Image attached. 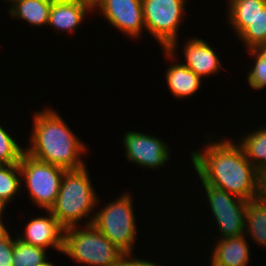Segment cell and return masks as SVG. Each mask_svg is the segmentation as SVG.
<instances>
[{
	"label": "cell",
	"mask_w": 266,
	"mask_h": 266,
	"mask_svg": "<svg viewBox=\"0 0 266 266\" xmlns=\"http://www.w3.org/2000/svg\"><path fill=\"white\" fill-rule=\"evenodd\" d=\"M212 136L208 134L210 141L202 150L191 153L198 179L247 201L261 197L266 178L246 158L240 144L230 137L213 142Z\"/></svg>",
	"instance_id": "1"
},
{
	"label": "cell",
	"mask_w": 266,
	"mask_h": 266,
	"mask_svg": "<svg viewBox=\"0 0 266 266\" xmlns=\"http://www.w3.org/2000/svg\"><path fill=\"white\" fill-rule=\"evenodd\" d=\"M7 205H8V203L0 197V221L1 222H4L2 220L3 219L2 217H3L4 211H5Z\"/></svg>",
	"instance_id": "27"
},
{
	"label": "cell",
	"mask_w": 266,
	"mask_h": 266,
	"mask_svg": "<svg viewBox=\"0 0 266 266\" xmlns=\"http://www.w3.org/2000/svg\"><path fill=\"white\" fill-rule=\"evenodd\" d=\"M77 1L89 5L92 9H94L101 2V0H77Z\"/></svg>",
	"instance_id": "28"
},
{
	"label": "cell",
	"mask_w": 266,
	"mask_h": 266,
	"mask_svg": "<svg viewBox=\"0 0 266 266\" xmlns=\"http://www.w3.org/2000/svg\"><path fill=\"white\" fill-rule=\"evenodd\" d=\"M246 158L266 178V126L254 130L239 140Z\"/></svg>",
	"instance_id": "19"
},
{
	"label": "cell",
	"mask_w": 266,
	"mask_h": 266,
	"mask_svg": "<svg viewBox=\"0 0 266 266\" xmlns=\"http://www.w3.org/2000/svg\"><path fill=\"white\" fill-rule=\"evenodd\" d=\"M21 171V186H26L30 201L39 208L50 210L56 201L63 178L64 168L41 162L29 156L22 155L19 162ZM25 184V185H24Z\"/></svg>",
	"instance_id": "7"
},
{
	"label": "cell",
	"mask_w": 266,
	"mask_h": 266,
	"mask_svg": "<svg viewBox=\"0 0 266 266\" xmlns=\"http://www.w3.org/2000/svg\"><path fill=\"white\" fill-rule=\"evenodd\" d=\"M202 189L207 197V207L213 213L221 238L243 235L247 211V200L241 199L223 189L203 182Z\"/></svg>",
	"instance_id": "8"
},
{
	"label": "cell",
	"mask_w": 266,
	"mask_h": 266,
	"mask_svg": "<svg viewBox=\"0 0 266 266\" xmlns=\"http://www.w3.org/2000/svg\"><path fill=\"white\" fill-rule=\"evenodd\" d=\"M246 236L220 238L213 244L211 266H248L250 249Z\"/></svg>",
	"instance_id": "14"
},
{
	"label": "cell",
	"mask_w": 266,
	"mask_h": 266,
	"mask_svg": "<svg viewBox=\"0 0 266 266\" xmlns=\"http://www.w3.org/2000/svg\"><path fill=\"white\" fill-rule=\"evenodd\" d=\"M86 167L64 172L58 196L49 210L65 229L80 226L84 218L88 219L85 225L93 223L95 213L92 211L98 207L100 198Z\"/></svg>",
	"instance_id": "3"
},
{
	"label": "cell",
	"mask_w": 266,
	"mask_h": 266,
	"mask_svg": "<svg viewBox=\"0 0 266 266\" xmlns=\"http://www.w3.org/2000/svg\"><path fill=\"white\" fill-rule=\"evenodd\" d=\"M7 1L10 3V5H12L16 0H6V2Z\"/></svg>",
	"instance_id": "32"
},
{
	"label": "cell",
	"mask_w": 266,
	"mask_h": 266,
	"mask_svg": "<svg viewBox=\"0 0 266 266\" xmlns=\"http://www.w3.org/2000/svg\"><path fill=\"white\" fill-rule=\"evenodd\" d=\"M12 136L0 124V160L6 164L19 163L25 153V147L19 145Z\"/></svg>",
	"instance_id": "24"
},
{
	"label": "cell",
	"mask_w": 266,
	"mask_h": 266,
	"mask_svg": "<svg viewBox=\"0 0 266 266\" xmlns=\"http://www.w3.org/2000/svg\"><path fill=\"white\" fill-rule=\"evenodd\" d=\"M25 226L23 235L17 237L19 240L46 250L51 247L62 253L65 228L49 210H46V217L32 218Z\"/></svg>",
	"instance_id": "11"
},
{
	"label": "cell",
	"mask_w": 266,
	"mask_h": 266,
	"mask_svg": "<svg viewBox=\"0 0 266 266\" xmlns=\"http://www.w3.org/2000/svg\"><path fill=\"white\" fill-rule=\"evenodd\" d=\"M62 254L88 266H113L124 252L90 224L64 230Z\"/></svg>",
	"instance_id": "4"
},
{
	"label": "cell",
	"mask_w": 266,
	"mask_h": 266,
	"mask_svg": "<svg viewBox=\"0 0 266 266\" xmlns=\"http://www.w3.org/2000/svg\"><path fill=\"white\" fill-rule=\"evenodd\" d=\"M47 250L41 247L26 244L15 238L12 265L35 266L44 264L47 260Z\"/></svg>",
	"instance_id": "21"
},
{
	"label": "cell",
	"mask_w": 266,
	"mask_h": 266,
	"mask_svg": "<svg viewBox=\"0 0 266 266\" xmlns=\"http://www.w3.org/2000/svg\"><path fill=\"white\" fill-rule=\"evenodd\" d=\"M237 37L244 42L246 50L266 46V5Z\"/></svg>",
	"instance_id": "20"
},
{
	"label": "cell",
	"mask_w": 266,
	"mask_h": 266,
	"mask_svg": "<svg viewBox=\"0 0 266 266\" xmlns=\"http://www.w3.org/2000/svg\"><path fill=\"white\" fill-rule=\"evenodd\" d=\"M122 139L129 162L153 170L168 163L170 149L161 138L144 132L126 131Z\"/></svg>",
	"instance_id": "9"
},
{
	"label": "cell",
	"mask_w": 266,
	"mask_h": 266,
	"mask_svg": "<svg viewBox=\"0 0 266 266\" xmlns=\"http://www.w3.org/2000/svg\"><path fill=\"white\" fill-rule=\"evenodd\" d=\"M166 83L172 96L182 99L194 96L199 91L203 82L202 78L198 76L187 66L180 63H172L169 65L166 72Z\"/></svg>",
	"instance_id": "15"
},
{
	"label": "cell",
	"mask_w": 266,
	"mask_h": 266,
	"mask_svg": "<svg viewBox=\"0 0 266 266\" xmlns=\"http://www.w3.org/2000/svg\"><path fill=\"white\" fill-rule=\"evenodd\" d=\"M244 235L266 249V192L248 201Z\"/></svg>",
	"instance_id": "17"
},
{
	"label": "cell",
	"mask_w": 266,
	"mask_h": 266,
	"mask_svg": "<svg viewBox=\"0 0 266 266\" xmlns=\"http://www.w3.org/2000/svg\"><path fill=\"white\" fill-rule=\"evenodd\" d=\"M187 0H142L145 30L162 47L163 54L176 60L178 31L184 22ZM186 4V5H185Z\"/></svg>",
	"instance_id": "5"
},
{
	"label": "cell",
	"mask_w": 266,
	"mask_h": 266,
	"mask_svg": "<svg viewBox=\"0 0 266 266\" xmlns=\"http://www.w3.org/2000/svg\"><path fill=\"white\" fill-rule=\"evenodd\" d=\"M266 5V0H227V21L238 36L254 16Z\"/></svg>",
	"instance_id": "18"
},
{
	"label": "cell",
	"mask_w": 266,
	"mask_h": 266,
	"mask_svg": "<svg viewBox=\"0 0 266 266\" xmlns=\"http://www.w3.org/2000/svg\"><path fill=\"white\" fill-rule=\"evenodd\" d=\"M134 253H124L113 266H159L155 262H149L148 259H140L133 255Z\"/></svg>",
	"instance_id": "26"
},
{
	"label": "cell",
	"mask_w": 266,
	"mask_h": 266,
	"mask_svg": "<svg viewBox=\"0 0 266 266\" xmlns=\"http://www.w3.org/2000/svg\"><path fill=\"white\" fill-rule=\"evenodd\" d=\"M6 165H7V164H6L4 161L0 160V170H1L2 168H4Z\"/></svg>",
	"instance_id": "31"
},
{
	"label": "cell",
	"mask_w": 266,
	"mask_h": 266,
	"mask_svg": "<svg viewBox=\"0 0 266 266\" xmlns=\"http://www.w3.org/2000/svg\"><path fill=\"white\" fill-rule=\"evenodd\" d=\"M4 224V222L0 221V239L9 232L8 228Z\"/></svg>",
	"instance_id": "29"
},
{
	"label": "cell",
	"mask_w": 266,
	"mask_h": 266,
	"mask_svg": "<svg viewBox=\"0 0 266 266\" xmlns=\"http://www.w3.org/2000/svg\"><path fill=\"white\" fill-rule=\"evenodd\" d=\"M130 195L131 193L125 192L98 211L95 210L92 223L124 253H133L138 239L134 203Z\"/></svg>",
	"instance_id": "6"
},
{
	"label": "cell",
	"mask_w": 266,
	"mask_h": 266,
	"mask_svg": "<svg viewBox=\"0 0 266 266\" xmlns=\"http://www.w3.org/2000/svg\"><path fill=\"white\" fill-rule=\"evenodd\" d=\"M90 11L94 12L89 5L77 0H53L47 25L57 32L74 33Z\"/></svg>",
	"instance_id": "13"
},
{
	"label": "cell",
	"mask_w": 266,
	"mask_h": 266,
	"mask_svg": "<svg viewBox=\"0 0 266 266\" xmlns=\"http://www.w3.org/2000/svg\"><path fill=\"white\" fill-rule=\"evenodd\" d=\"M93 10L132 39L138 40L145 30L142 0H101Z\"/></svg>",
	"instance_id": "10"
},
{
	"label": "cell",
	"mask_w": 266,
	"mask_h": 266,
	"mask_svg": "<svg viewBox=\"0 0 266 266\" xmlns=\"http://www.w3.org/2000/svg\"><path fill=\"white\" fill-rule=\"evenodd\" d=\"M53 0H16L8 14L17 20L27 21L33 27H47Z\"/></svg>",
	"instance_id": "16"
},
{
	"label": "cell",
	"mask_w": 266,
	"mask_h": 266,
	"mask_svg": "<svg viewBox=\"0 0 266 266\" xmlns=\"http://www.w3.org/2000/svg\"><path fill=\"white\" fill-rule=\"evenodd\" d=\"M184 42L182 53L185 63L182 64L190 68L202 79L212 74L214 76L221 67L223 68L219 55L208 42L197 37L187 38Z\"/></svg>",
	"instance_id": "12"
},
{
	"label": "cell",
	"mask_w": 266,
	"mask_h": 266,
	"mask_svg": "<svg viewBox=\"0 0 266 266\" xmlns=\"http://www.w3.org/2000/svg\"><path fill=\"white\" fill-rule=\"evenodd\" d=\"M254 59L252 68L247 73V82L254 90L266 87V46L247 50Z\"/></svg>",
	"instance_id": "23"
},
{
	"label": "cell",
	"mask_w": 266,
	"mask_h": 266,
	"mask_svg": "<svg viewBox=\"0 0 266 266\" xmlns=\"http://www.w3.org/2000/svg\"><path fill=\"white\" fill-rule=\"evenodd\" d=\"M15 239L8 232L0 239V266H13V250Z\"/></svg>",
	"instance_id": "25"
},
{
	"label": "cell",
	"mask_w": 266,
	"mask_h": 266,
	"mask_svg": "<svg viewBox=\"0 0 266 266\" xmlns=\"http://www.w3.org/2000/svg\"><path fill=\"white\" fill-rule=\"evenodd\" d=\"M35 266H55L52 262H48V260L44 263V264H39V265H35Z\"/></svg>",
	"instance_id": "30"
},
{
	"label": "cell",
	"mask_w": 266,
	"mask_h": 266,
	"mask_svg": "<svg viewBox=\"0 0 266 266\" xmlns=\"http://www.w3.org/2000/svg\"><path fill=\"white\" fill-rule=\"evenodd\" d=\"M21 185L19 163L7 164L0 170V197L8 204L19 194L18 192L22 189Z\"/></svg>",
	"instance_id": "22"
},
{
	"label": "cell",
	"mask_w": 266,
	"mask_h": 266,
	"mask_svg": "<svg viewBox=\"0 0 266 266\" xmlns=\"http://www.w3.org/2000/svg\"><path fill=\"white\" fill-rule=\"evenodd\" d=\"M34 113L30 143L25 147V153L65 170H77L87 166L83 159L88 150L85 146L87 144L75 135L59 112L44 108L42 112Z\"/></svg>",
	"instance_id": "2"
}]
</instances>
